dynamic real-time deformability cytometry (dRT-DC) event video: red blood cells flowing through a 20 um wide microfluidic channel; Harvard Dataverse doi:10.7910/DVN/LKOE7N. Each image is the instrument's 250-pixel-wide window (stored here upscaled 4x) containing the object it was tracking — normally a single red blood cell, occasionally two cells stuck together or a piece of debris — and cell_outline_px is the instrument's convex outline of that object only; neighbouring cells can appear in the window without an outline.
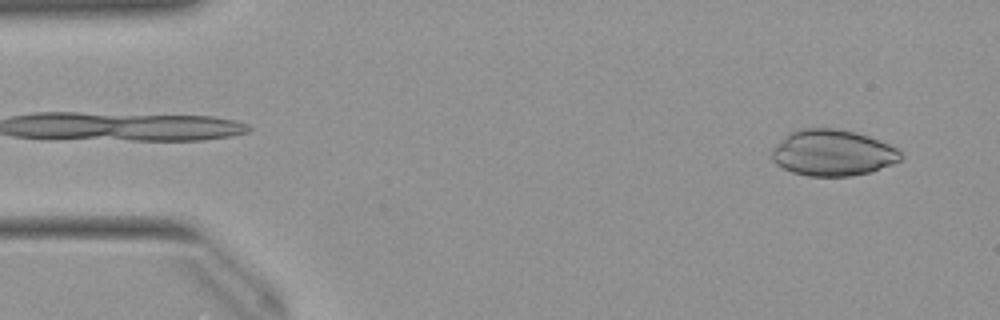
{"species": "Egyptian fruit bat (a non-hibernating species)", "species_latin": "Rousettus aegyptiacus", "temperature_condition": "warm", "stored_images_in_passage": 50, "camera_frame_rate_fps": 3000, "um_per_image_px": 0.085, "animal": {"sex": "female"}, "frame": {"image": 1, "passage_image": 3, "time_ms": 0.667, "image_size_px": [1000, 320], "cell_outline_px": [[904, 156], [900, 160], [892, 164], [872, 172], [852, 176], [808, 176], [792, 172], [776, 164], [772, 160], [772, 148], [788, 132], [800, 128], [836, 128], [856, 132], [868, 136], [888, 144], [896, 148]], "centroid_in_image_um": [70.76, 12.99], "position_along_channel_um": 14.2, "area_um2": 34.91}}
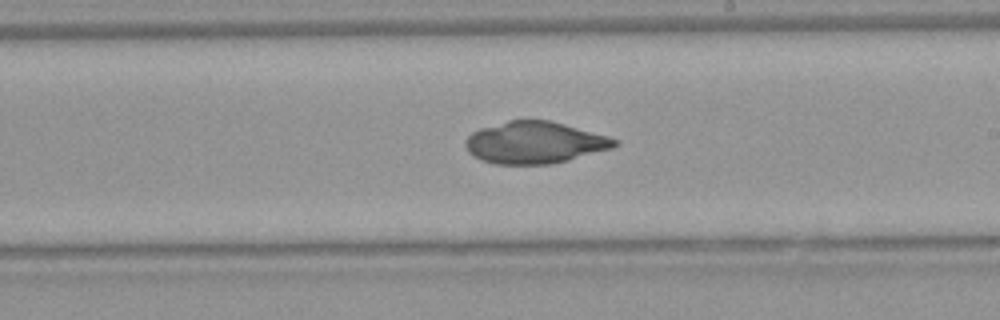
{"frame": {"image": 2, "passage_image": 28, "time_ms": 9.0, "image_size_px": [1000, 320], "cell_outline_px": [[620, 144], [612, 148], [568, 160], [552, 164], [496, 164], [480, 160], [468, 152], [464, 144], [464, 140], [472, 132], [480, 128], [508, 120], [548, 120], [564, 124], [608, 136], [620, 140]], "centroid_in_image_um": [45.43, 12.12], "position_along_channel_um": 243.6, "area_um2": 36.47}}
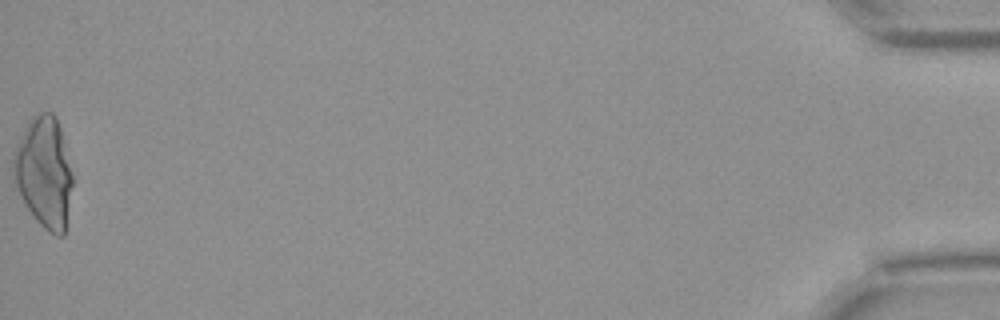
{"frame": {"image": 3, "passage_image": 50, "time_ms": 16.333, "image_size_px": [1000, 320], "cell_outline_px": [[72, 184], [64, 236], [56, 236], [48, 232], [36, 220], [24, 204], [16, 184], [12, 164], [12, 152], [28, 120], [32, 116], [40, 112], [52, 112], [56, 116], [60, 128], [72, 176]], "centroid_in_image_um": [3.72, 14.63], "position_along_channel_um": 431.5, "area_um2": 38.09}}